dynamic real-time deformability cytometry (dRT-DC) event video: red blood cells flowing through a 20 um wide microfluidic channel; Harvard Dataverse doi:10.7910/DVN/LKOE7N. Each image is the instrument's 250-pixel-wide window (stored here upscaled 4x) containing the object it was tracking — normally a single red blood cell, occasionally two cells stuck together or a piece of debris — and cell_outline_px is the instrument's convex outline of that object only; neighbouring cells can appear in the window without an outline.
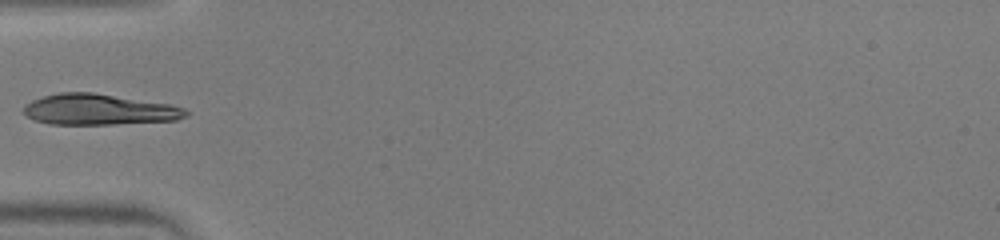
{"species": "human", "species_latin": "Homo sapiens", "temperature_condition": "warm", "stored_images_in_passage": 35, "camera_frame_rate_fps": 3000, "um_per_image_px": 0.085, "donor": {"sex": "male"}, "frame": {"image": 1, "passage_image": 1, "time_ms": 0.0, "image_size_px": [1000, 240], "cell_outline_px": [[188, 116], [176, 120], [112, 124], [48, 124], [36, 120], [28, 116], [24, 112], [24, 104], [32, 100], [44, 96], [60, 92], [92, 92], [172, 104], [184, 108], [188, 112]], "centroid_in_image_um": [8.44, 9.3], "position_along_channel_um": 76.6, "area_um2": 29.13}}
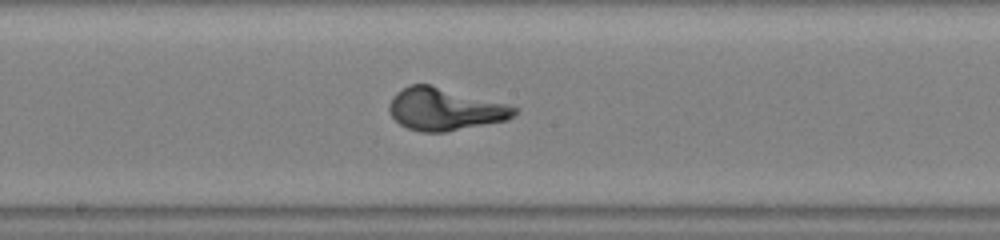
{"frame": {"image": 2, "passage_image": 11, "time_ms": 3.333, "image_size_px": [1000, 240], "cell_outline_px": [[520, 108], [516, 116], [508, 120], [444, 132], [420, 132], [408, 128], [400, 124], [388, 112], [388, 104], [392, 96], [396, 92], [412, 84], [428, 84], [508, 104]], "centroid_in_image_um": [37.83, 9.29], "position_along_channel_um": 210.4, "area_um2": 30.98}}
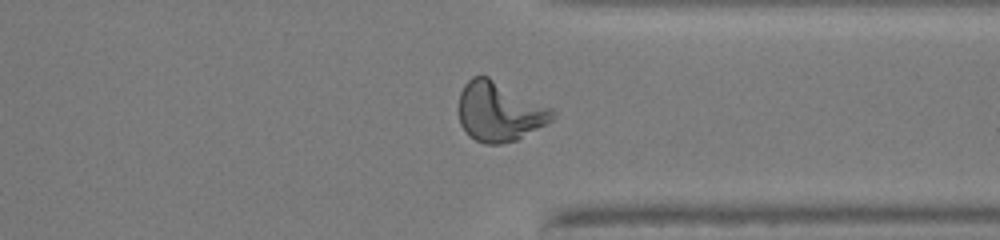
{"frame": {"image": 3, "passage_image": 23, "time_ms": 7.333, "image_size_px": [1000, 240], "cell_outline_px": [[556, 116], [552, 120], [516, 140], [500, 144], [484, 144], [468, 136], [460, 124], [456, 108], [460, 92], [464, 84], [472, 76], [488, 76], [552, 108], [556, 112]], "centroid_in_image_um": [42.39, 9.48], "position_along_channel_um": 369.0, "area_um2": 32.77}}